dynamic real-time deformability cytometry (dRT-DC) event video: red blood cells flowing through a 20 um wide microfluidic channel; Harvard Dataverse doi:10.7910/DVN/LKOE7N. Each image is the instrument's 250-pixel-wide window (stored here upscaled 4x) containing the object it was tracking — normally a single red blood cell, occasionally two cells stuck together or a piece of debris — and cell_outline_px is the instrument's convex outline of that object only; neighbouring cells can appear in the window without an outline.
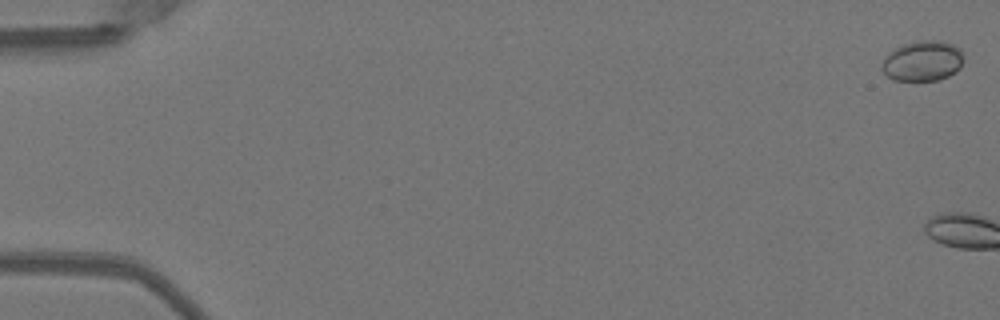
{"species": "Egyptian fruit bat (a non-hibernating species)", "species_latin": "Rousettus aegyptiacus", "temperature_condition": "warm", "stored_images_in_passage": 3, "camera_frame_rate_fps": 3000, "um_per_image_px": 0.085, "animal": {"sex": "female"}, "frame": {"image": 1, "passage_image": 1, "time_ms": 0.0, "image_size_px": [1000, 320], "cell_outline_px": [[964, 60], [960, 68], [956, 72], [940, 80], [892, 80], [880, 68], [880, 64], [884, 56], [896, 48], [904, 44], [920, 40], [940, 40], [952, 44], [960, 48]], "centroid_in_image_um": [78.43, 5.18], "position_along_channel_um": 6.6, "area_um2": 19.42}}